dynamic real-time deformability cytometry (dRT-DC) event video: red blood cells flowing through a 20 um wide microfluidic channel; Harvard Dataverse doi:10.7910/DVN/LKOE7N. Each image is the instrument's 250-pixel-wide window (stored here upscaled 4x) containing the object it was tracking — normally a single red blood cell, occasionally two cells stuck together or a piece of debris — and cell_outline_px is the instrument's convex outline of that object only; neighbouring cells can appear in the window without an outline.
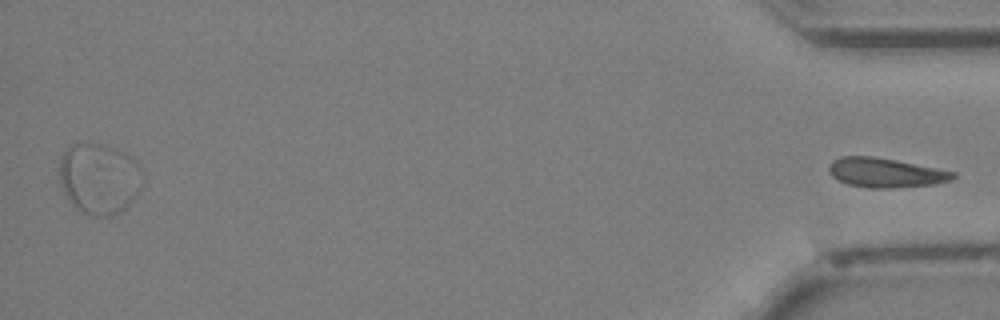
{"species": "Egyptian fruit bat (a non-hibernating species)", "species_latin": "Rousettus aegyptiacus", "temperature_condition": "cold", "stored_images_in_passage": 41, "segment_of_instrument_passage": [2, 2], "camera_frame_rate_fps": 3000, "um_per_image_px": 0.085, "animal": {"sex": "female"}, "frame": {"image": 1, "passage_image": 41, "time_ms": 13.333, "image_size_px": [1000, 320], "cell_outline_px": [[956, 176], [948, 180], [932, 184], [892, 188], [868, 188], [848, 184], [836, 180], [828, 172], [828, 168], [832, 160], [840, 156], [872, 156], [896, 160], [956, 172]], "centroid_in_image_um": [75.19, 14.67], "position_along_channel_um": 360.0, "area_um2": 21.21}}